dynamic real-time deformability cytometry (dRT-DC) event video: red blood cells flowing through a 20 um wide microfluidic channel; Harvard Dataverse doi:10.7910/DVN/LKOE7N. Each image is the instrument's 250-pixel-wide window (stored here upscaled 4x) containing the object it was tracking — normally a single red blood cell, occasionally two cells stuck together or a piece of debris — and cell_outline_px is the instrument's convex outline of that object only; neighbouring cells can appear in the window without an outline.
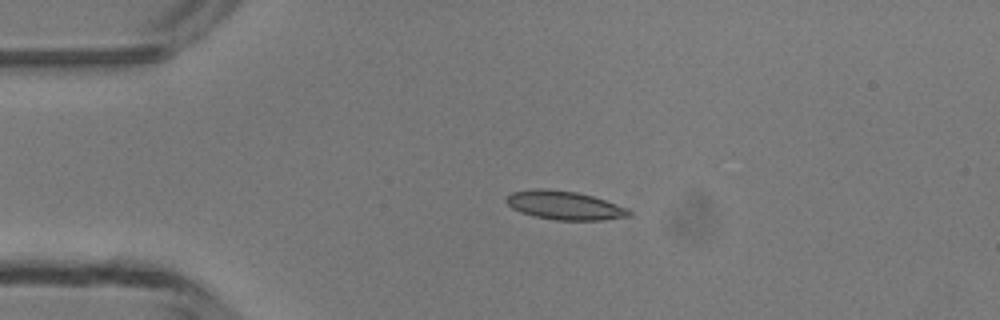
{"species": "common noctule bat (a hibernating species)", "species_latin": "Nyctalus noctula", "temperature_condition": "room temperature", "stored_images_in_passage": 3, "camera_frame_rate_fps": 3000, "um_per_image_px": 0.085, "animal": {"sex": "male", "body_mass_g": 13.3}, "frame": {"image": 1, "passage_image": 2, "time_ms": 2.0, "image_size_px": [1000, 320], "cell_outline_px": [[632, 216], [604, 220], [556, 220], [536, 216], [520, 212], [512, 208], [504, 200], [512, 192], [536, 188], [544, 188], [576, 192], [592, 196], [628, 208], [632, 212]], "centroid_in_image_um": [48.0, 17.46], "position_along_channel_um": 37.0, "area_um2": 20.46}}